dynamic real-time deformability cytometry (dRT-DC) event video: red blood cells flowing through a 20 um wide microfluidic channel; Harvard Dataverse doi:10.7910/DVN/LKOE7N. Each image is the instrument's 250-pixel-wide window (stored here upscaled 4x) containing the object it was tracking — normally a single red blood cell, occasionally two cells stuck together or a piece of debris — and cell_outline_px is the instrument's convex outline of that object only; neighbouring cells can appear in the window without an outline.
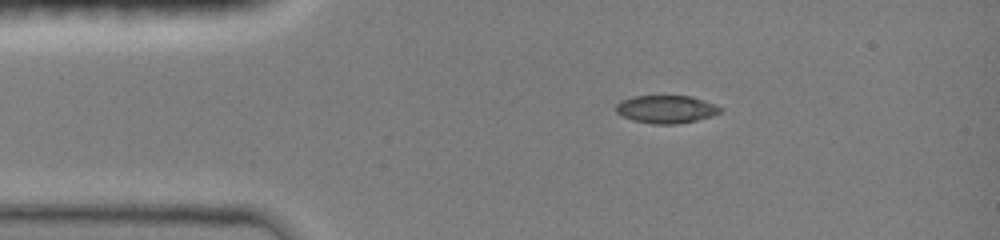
{"species": "common noctule bat (a hibernating species)", "species_latin": "Nyctalus noctula", "temperature_condition": "room temperature", "stored_images_in_passage": 5, "camera_frame_rate_fps": 3000, "um_per_image_px": 0.085, "animal": {"sex": "female", "body_mass_g": 19.0, "forearm_length_mm": 51.5}, "frame": {"image": 1, "passage_image": 1, "time_ms": 0.0, "image_size_px": [1000, 240], "cell_outline_px": [[724, 108], [720, 112], [712, 116], [696, 120], [676, 124], [652, 124], [632, 120], [620, 116], [616, 112], [616, 104], [620, 100], [632, 96], [692, 96], [716, 104]], "centroid_in_image_um": [56.61, 9.28], "position_along_channel_um": 28.4, "area_um2": 17.17}}
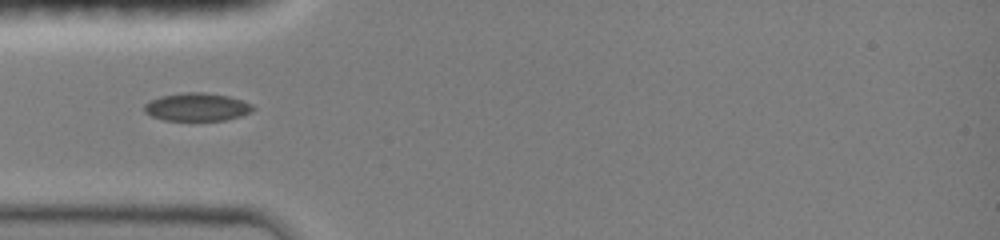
{"frame": {"image": 2, "passage_image": 4, "time_ms": 2.0, "image_size_px": [1000, 240], "cell_outline_px": [[256, 108], [252, 112], [240, 116], [224, 120], [164, 120], [152, 116], [144, 112], [144, 104], [160, 96], [184, 92], [204, 92], [228, 96], [252, 104]], "centroid_in_image_um": [16.75, 9.09], "position_along_channel_um": 68.3, "area_um2": 17.69}}